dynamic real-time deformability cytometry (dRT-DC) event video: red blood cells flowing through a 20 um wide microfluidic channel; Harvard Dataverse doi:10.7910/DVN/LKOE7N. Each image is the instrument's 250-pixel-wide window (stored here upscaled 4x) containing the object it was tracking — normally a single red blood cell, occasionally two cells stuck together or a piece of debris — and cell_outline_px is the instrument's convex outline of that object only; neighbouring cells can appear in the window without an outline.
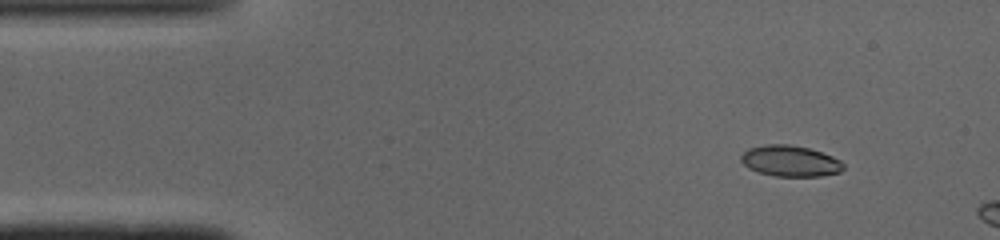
{"species": "common noctule bat (a hibernating species)", "species_latin": "Nyctalus noctula", "temperature_condition": "cold", "stored_images_in_passage": 5, "camera_frame_rate_fps": 3000, "um_per_image_px": 0.085, "animal": {"sex": "male", "body_mass_g": 19.0, "forearm_length_mm": 50.8}, "frame": {"image": 1, "passage_image": 1, "time_ms": 0.0, "image_size_px": [1000, 240], "cell_outline_px": [[844, 168], [840, 172], [820, 176], [776, 176], [760, 172], [748, 168], [740, 160], [740, 156], [748, 148], [768, 144], [788, 144], [808, 148], [832, 156], [840, 160], [844, 164]], "centroid_in_image_um": [67.16, 13.68], "position_along_channel_um": 17.8, "area_um2": 18.38}}